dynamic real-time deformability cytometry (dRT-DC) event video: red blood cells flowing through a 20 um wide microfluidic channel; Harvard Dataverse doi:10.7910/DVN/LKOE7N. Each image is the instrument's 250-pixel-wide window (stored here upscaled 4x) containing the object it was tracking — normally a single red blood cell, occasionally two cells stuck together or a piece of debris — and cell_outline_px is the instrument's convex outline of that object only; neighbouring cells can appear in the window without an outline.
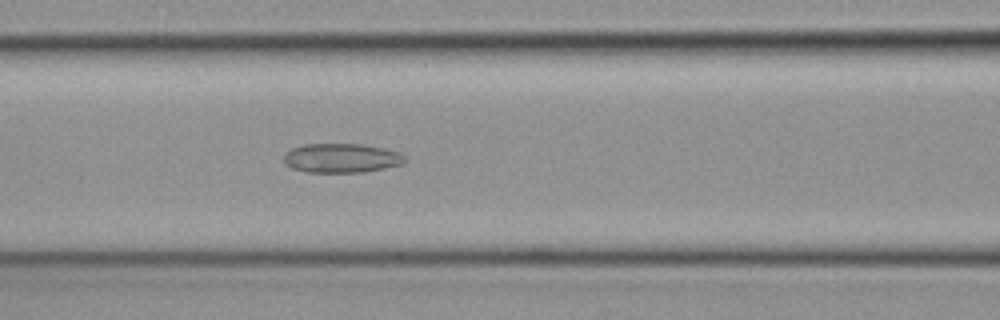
{"species": "common noctule bat (a hibernating species)", "species_latin": "Nyctalus noctula", "temperature_condition": "cold", "stored_images_in_passage": 40, "camera_frame_rate_fps": 3000, "um_per_image_px": 0.085, "animal": {"sex": "female", "body_mass_g": 19.3, "forearm_length_mm": 54.1}, "frame": {"image": 1, "passage_image": 12, "time_ms": 3.667, "image_size_px": [1000, 320], "cell_outline_px": [[408, 160], [404, 164], [364, 172], [308, 172], [292, 168], [284, 164], [284, 152], [292, 148], [304, 144], [360, 144], [384, 148], [400, 152]], "centroid_in_image_um": [29.03, 13.43], "position_along_channel_um": 137.6, "area_um2": 20.81}}
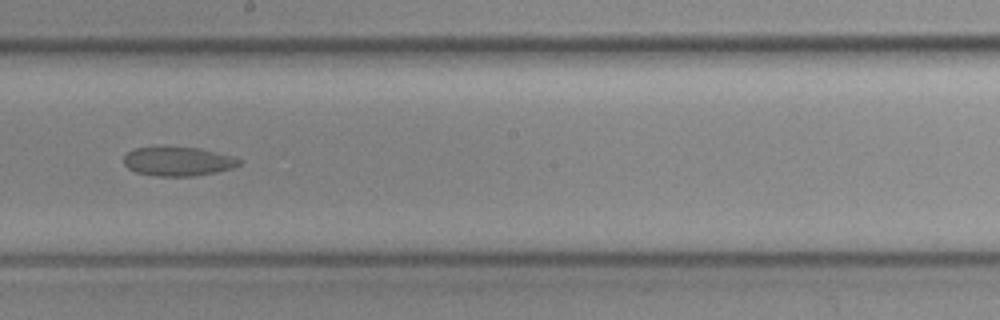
{"frame": {"image": 2, "passage_image": 19, "time_ms": 6.0, "image_size_px": [1000, 320], "cell_outline_px": [[244, 160], [240, 164], [232, 168], [216, 172], [192, 176], [156, 176], [136, 172], [128, 168], [124, 164], [124, 156], [132, 148], [156, 144], [200, 148], [232, 156]], "centroid_in_image_um": [15.08, 13.67], "position_along_channel_um": 233.1, "area_um2": 20.29}}
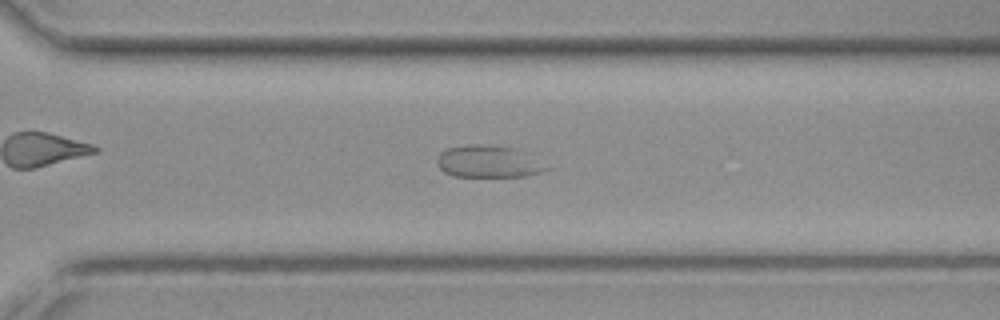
{"frame": {"image": 3, "passage_image": 26, "time_ms": 8.333, "image_size_px": [1000, 320], "cell_outline_px": [[552, 168], [540, 172], [524, 176], [452, 176], [444, 172], [436, 164], [436, 160], [440, 152], [448, 148], [468, 144], [472, 144], [516, 148], [528, 152]], "centroid_in_image_um": [41.53, 13.73], "position_along_channel_um": 329.1, "area_um2": 20.58}}